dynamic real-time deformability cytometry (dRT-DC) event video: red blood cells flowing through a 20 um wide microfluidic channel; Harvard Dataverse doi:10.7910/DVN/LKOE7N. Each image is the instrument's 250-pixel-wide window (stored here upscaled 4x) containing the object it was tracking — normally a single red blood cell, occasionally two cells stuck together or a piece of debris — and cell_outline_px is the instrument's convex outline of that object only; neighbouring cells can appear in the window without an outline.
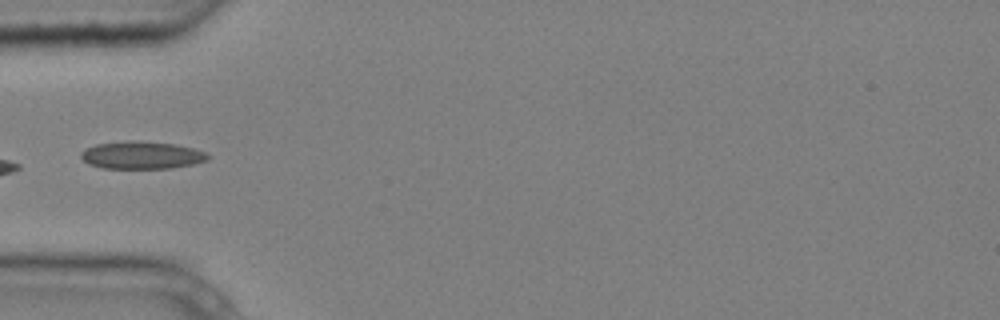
{"species": "common noctule bat (a hibernating species)", "species_latin": "Nyctalus noctula", "temperature_condition": "cold", "stored_images_in_passage": 5, "camera_frame_rate_fps": 3000, "um_per_image_px": 0.085, "animal": {"sex": "male", "body_mass_g": 20.4}, "frame": {"image": 1, "passage_image": 5, "time_ms": 1.333, "image_size_px": [1000, 320], "cell_outline_px": [[212, 156], [208, 160], [192, 164], [172, 168], [104, 168], [88, 164], [80, 156], [80, 152], [84, 148], [96, 144], [132, 140], [136, 140], [172, 144], [192, 148], [204, 152]], "centroid_in_image_um": [12.02, 13.19], "position_along_channel_um": 73.0, "area_um2": 20.35}}